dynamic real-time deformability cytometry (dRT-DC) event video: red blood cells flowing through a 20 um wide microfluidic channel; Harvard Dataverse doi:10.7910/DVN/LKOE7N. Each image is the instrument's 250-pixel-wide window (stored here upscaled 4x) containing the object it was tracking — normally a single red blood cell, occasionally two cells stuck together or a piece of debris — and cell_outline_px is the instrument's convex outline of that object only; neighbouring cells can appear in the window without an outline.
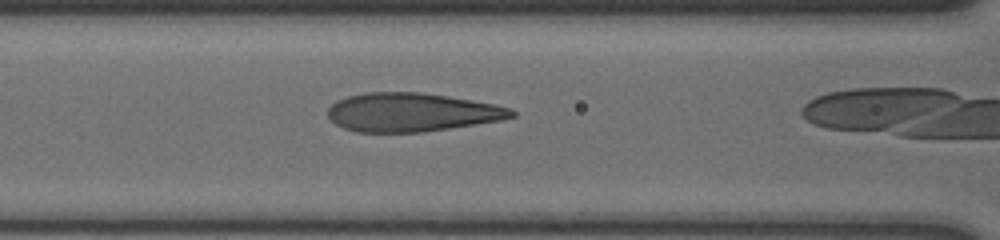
{"species": "human", "species_latin": "Homo sapiens", "temperature_condition": "cold", "stored_images_in_passage": 30, "camera_frame_rate_fps": 3000, "um_per_image_px": 0.085, "donor": {"sex": "male"}, "frame": {"image": 1, "passage_image": 26, "time_ms": 8.333, "image_size_px": [1000, 240], "cell_outline_px": [[516, 116], [500, 120], [424, 132], [356, 132], [344, 128], [336, 124], [328, 116], [328, 108], [336, 100], [348, 96], [368, 92], [416, 92], [472, 100], [512, 108], [516, 112]], "centroid_in_image_um": [34.97, 9.55], "position_along_channel_um": 131.6, "area_um2": 41.1}}
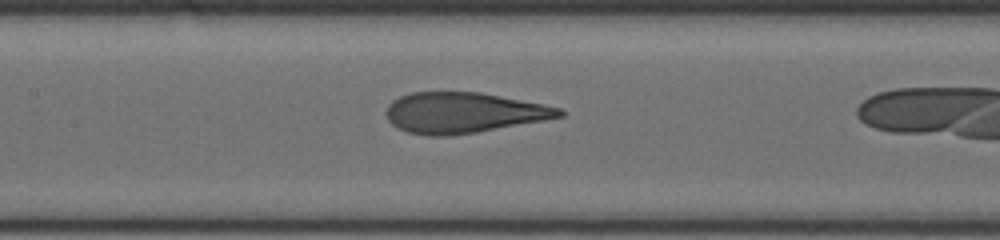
{"frame": {"image": 2, "passage_image": 29, "time_ms": 9.333, "image_size_px": [1000, 240], "cell_outline_px": [[564, 116], [544, 120], [476, 132], [444, 136], [428, 136], [408, 132], [392, 124], [388, 120], [384, 112], [388, 104], [392, 100], [400, 96], [412, 92], [480, 92], [544, 104], [560, 108], [564, 112]], "centroid_in_image_um": [39.36, 9.57], "position_along_channel_um": 168.0, "area_um2": 40.86}}